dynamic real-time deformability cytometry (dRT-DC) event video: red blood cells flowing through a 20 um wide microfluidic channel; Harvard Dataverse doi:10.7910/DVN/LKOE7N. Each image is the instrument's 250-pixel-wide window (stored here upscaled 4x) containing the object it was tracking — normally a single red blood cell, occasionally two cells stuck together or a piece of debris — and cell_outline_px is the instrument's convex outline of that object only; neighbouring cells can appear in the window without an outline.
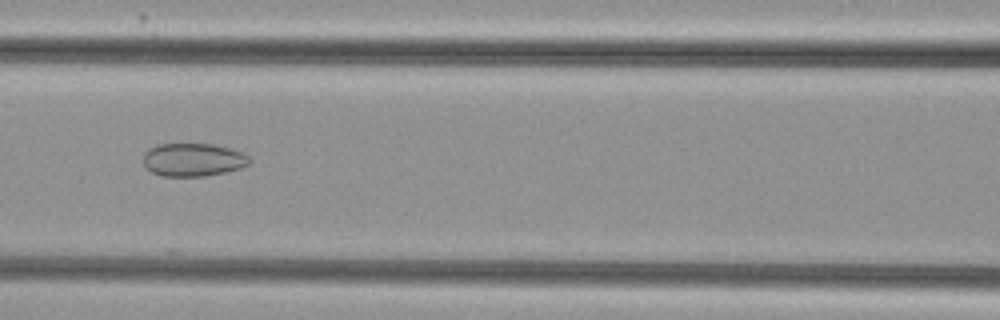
{"species": "common noctule bat (a hibernating species)", "species_latin": "Nyctalus noctula", "temperature_condition": "cold", "stored_images_in_passage": 42, "camera_frame_rate_fps": 3000, "um_per_image_px": 0.085, "animal": {"sex": "female", "body_mass_g": 29.2, "forearm_length_mm": 56.3}, "frame": {"image": 1, "passage_image": 15, "time_ms": 4.667, "image_size_px": [1000, 320], "cell_outline_px": [[248, 164], [240, 168], [224, 172], [204, 176], [160, 176], [152, 172], [144, 164], [144, 152], [148, 148], [160, 144], [212, 144], [232, 148], [244, 152], [248, 156]], "centroid_in_image_um": [16.41, 13.57], "position_along_channel_um": 150.2, "area_um2": 20.46}}
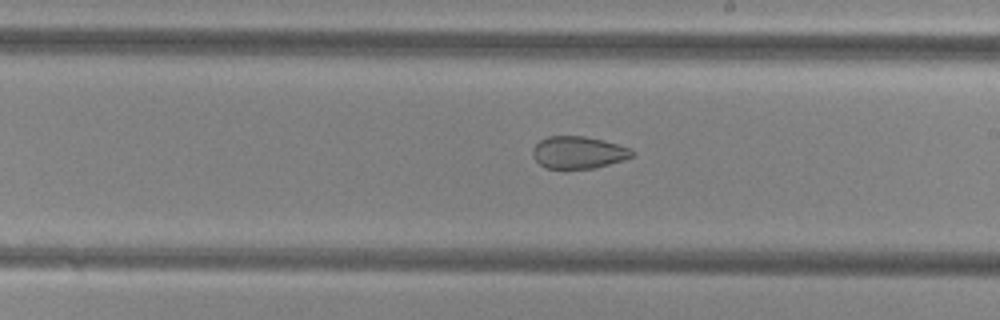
{"frame": {"image": 2, "passage_image": 22, "time_ms": 7.0, "image_size_px": [1000, 320], "cell_outline_px": [[636, 152], [632, 156], [624, 160], [596, 168], [564, 172], [544, 168], [532, 156], [532, 148], [540, 140], [548, 136], [584, 136], [604, 140], [632, 148]], "centroid_in_image_um": [49.15, 13.01], "position_along_channel_um": 239.9, "area_um2": 19.59}}
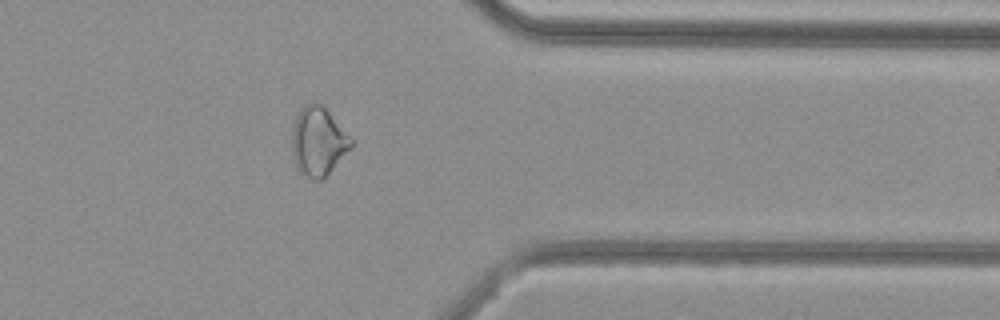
{"frame": {"image": 3, "passage_image": 34, "time_ms": 11.0, "image_size_px": [1000, 320], "cell_outline_px": [[356, 140], [352, 148], [324, 180], [312, 180], [300, 172], [292, 156], [292, 128], [296, 116], [300, 108], [316, 100]], "centroid_in_image_um": [27.09, 12.05], "position_along_channel_um": 384.3, "area_um2": 24.22}}